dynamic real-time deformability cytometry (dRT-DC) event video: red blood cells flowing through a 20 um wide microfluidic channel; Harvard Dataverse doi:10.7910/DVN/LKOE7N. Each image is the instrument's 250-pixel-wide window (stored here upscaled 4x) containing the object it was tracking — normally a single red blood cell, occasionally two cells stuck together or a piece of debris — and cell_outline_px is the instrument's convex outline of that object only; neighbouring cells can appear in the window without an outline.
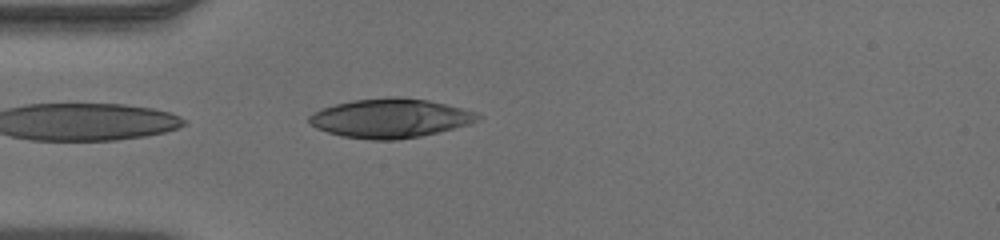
{"species": "human", "species_latin": "Homo sapiens", "temperature_condition": "warm", "stored_images_in_passage": 36, "camera_frame_rate_fps": 3000, "um_per_image_px": 0.085, "donor": {"sex": "male"}, "frame": {"image": 1, "passage_image": 1, "time_ms": 0.0, "image_size_px": [1000, 240], "cell_outline_px": [[484, 116], [468, 124], [420, 136], [396, 140], [372, 140], [344, 136], [328, 132], [316, 128], [308, 124], [308, 116], [324, 108], [336, 104], [352, 100], [388, 96], [396, 96], [428, 100], [476, 112]], "centroid_in_image_um": [33.15, 10.04], "position_along_channel_um": 51.9, "area_um2": 38.15}}
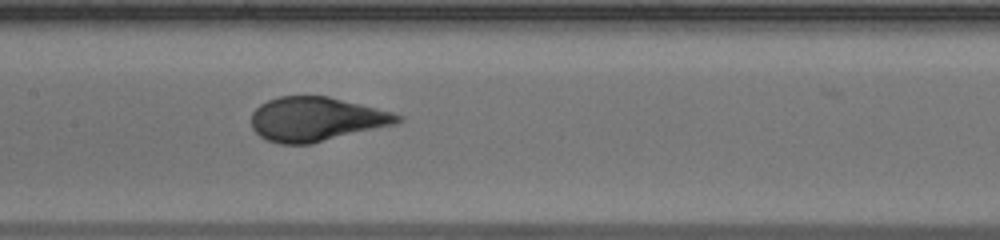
{"frame": {"image": 2, "passage_image": 11, "time_ms": 3.333, "image_size_px": [1000, 240], "cell_outline_px": [[404, 120], [396, 124], [312, 144], [280, 144], [268, 140], [260, 136], [252, 128], [252, 112], [260, 104], [268, 100], [280, 96], [328, 96], [392, 112], [404, 116]], "centroid_in_image_um": [26.89, 10.13], "position_along_channel_um": 180.5, "area_um2": 37.69}}
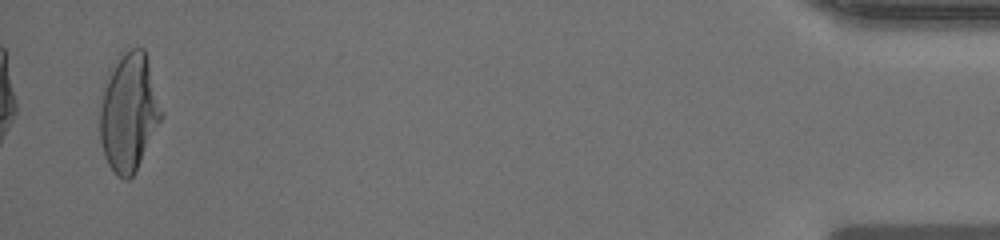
{"frame": {"image": 3, "passage_image": 35, "time_ms": 11.333, "image_size_px": [1000, 240], "cell_outline_px": [[164, 116], [132, 176], [128, 180], [124, 180], [116, 176], [108, 164], [104, 156], [100, 140], [100, 108], [104, 80], [120, 52], [132, 48], [144, 48], [164, 112]], "centroid_in_image_um": [10.95, 9.52], "position_along_channel_um": 424.3, "area_um2": 42.71}}